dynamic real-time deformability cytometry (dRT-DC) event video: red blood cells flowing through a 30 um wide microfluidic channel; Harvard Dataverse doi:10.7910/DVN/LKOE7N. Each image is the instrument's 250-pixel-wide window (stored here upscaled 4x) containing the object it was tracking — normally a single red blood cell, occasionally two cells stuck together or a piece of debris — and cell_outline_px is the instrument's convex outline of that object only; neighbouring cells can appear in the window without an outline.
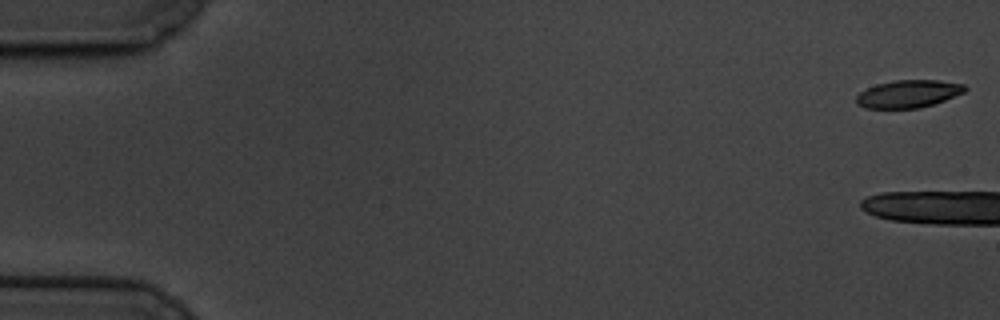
{"species": "common noctule bat (a hibernating species)", "species_latin": "Nyctalus noctula", "temperature_condition": "cold", "stored_images_in_passage": 8, "camera_frame_rate_fps": 3000, "um_per_image_px": 0.085, "animal": {"sex": "male", "body_mass_g": 19.5, "forearm_length_mm": 54.6}, "frame": {"image": 1, "passage_image": 1, "time_ms": 0.0, "image_size_px": [1000, 320], "cell_outline_px": [[968, 88], [964, 92], [944, 100], [920, 108], [864, 108], [856, 104], [856, 96], [860, 92], [876, 84], [896, 80], [936, 80], [964, 84]], "centroid_in_image_um": [77.19, 7.98], "position_along_channel_um": 7.8, "area_um2": 17.4}}